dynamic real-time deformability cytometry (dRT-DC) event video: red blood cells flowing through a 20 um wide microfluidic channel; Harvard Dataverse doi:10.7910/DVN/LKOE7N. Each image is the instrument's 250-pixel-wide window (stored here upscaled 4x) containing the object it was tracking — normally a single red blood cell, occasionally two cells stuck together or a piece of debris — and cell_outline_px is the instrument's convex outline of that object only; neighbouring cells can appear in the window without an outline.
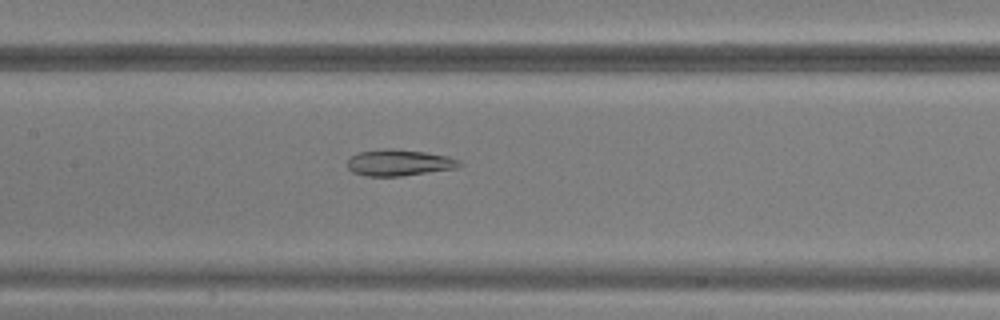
{"species": "common noctule bat (a hibernating species)", "species_latin": "Nyctalus noctula", "temperature_condition": "warm", "stored_images_in_passage": 42, "camera_frame_rate_fps": 3000, "um_per_image_px": 0.085, "animal": {"sex": "male", "body_mass_g": 20.5, "forearm_length_mm": 52.5}, "frame": {"image": 1, "passage_image": 17, "time_ms": 5.333, "image_size_px": [1000, 320], "cell_outline_px": [[464, 164], [456, 168], [400, 176], [364, 176], [352, 172], [348, 168], [348, 160], [352, 156], [360, 152], [384, 148], [392, 148], [424, 152], [448, 156], [460, 160]], "centroid_in_image_um": [33.93, 13.82], "position_along_channel_um": 173.5, "area_um2": 17.17}}
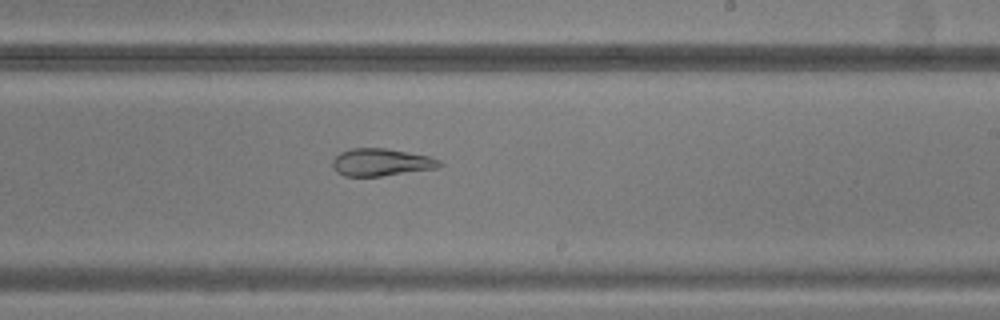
{"frame": {"image": 2, "passage_image": 23, "time_ms": 7.333, "image_size_px": [1000, 320], "cell_outline_px": [[444, 164], [436, 168], [380, 176], [344, 176], [336, 172], [332, 168], [332, 160], [340, 152], [352, 148], [384, 148], [408, 152], [428, 156], [440, 160]], "centroid_in_image_um": [32.36, 13.79], "position_along_channel_um": 256.6, "area_um2": 17.05}}
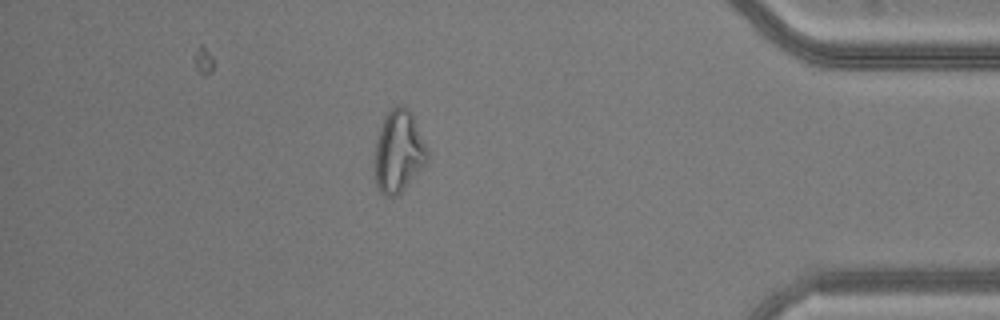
{"frame": {"image": 3, "passage_image": 36, "time_ms": 11.667, "image_size_px": [1000, 320], "cell_outline_px": [[428, 160], [404, 188], [396, 196], [388, 196], [380, 192], [376, 184], [376, 140], [384, 116], [396, 104], [400, 104], [408, 108], [412, 112], [428, 148]], "centroid_in_image_um": [33.91, 12.82], "position_along_channel_um": 401.3, "area_um2": 24.97}}